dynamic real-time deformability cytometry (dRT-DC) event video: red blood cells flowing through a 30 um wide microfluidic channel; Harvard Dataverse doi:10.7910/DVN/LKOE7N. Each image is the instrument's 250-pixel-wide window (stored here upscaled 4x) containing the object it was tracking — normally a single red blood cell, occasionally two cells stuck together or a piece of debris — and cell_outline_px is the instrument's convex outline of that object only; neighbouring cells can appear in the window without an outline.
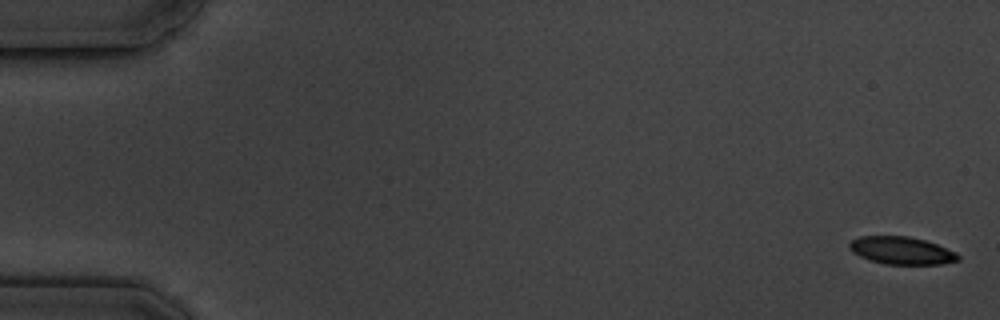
{"species": "common noctule bat (a hibernating species)", "species_latin": "Nyctalus noctula", "temperature_condition": "cold", "stored_images_in_passage": 7, "camera_frame_rate_fps": 3000, "um_per_image_px": 0.085, "animal": {"sex": "male", "body_mass_g": 19.5, "forearm_length_mm": 54.6}, "frame": {"image": 1, "passage_image": 1, "time_ms": 0.0, "image_size_px": [1000, 320], "cell_outline_px": [[960, 260], [940, 264], [884, 264], [868, 260], [852, 252], [848, 248], [848, 244], [852, 240], [860, 236], [908, 236], [924, 240], [936, 244], [956, 252], [960, 256]], "centroid_in_image_um": [76.61, 21.3], "position_along_channel_um": 8.4, "area_um2": 17.51}}
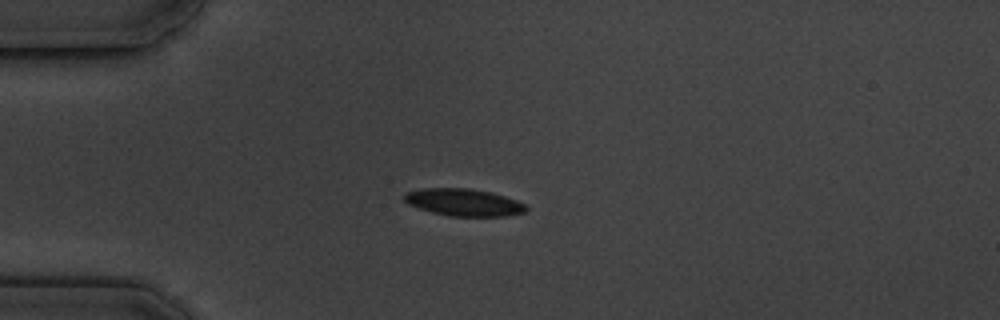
{"frame": {"image": 2, "passage_image": 5, "time_ms": 4.667, "image_size_px": [1000, 320], "cell_outline_px": [[528, 208], [524, 212], [508, 216], [452, 216], [432, 212], [408, 204], [404, 200], [404, 196], [408, 192], [420, 188], [468, 188], [492, 192], [516, 200], [524, 204]], "centroid_in_image_um": [39.43, 17.19], "position_along_channel_um": 45.6, "area_um2": 19.19}}